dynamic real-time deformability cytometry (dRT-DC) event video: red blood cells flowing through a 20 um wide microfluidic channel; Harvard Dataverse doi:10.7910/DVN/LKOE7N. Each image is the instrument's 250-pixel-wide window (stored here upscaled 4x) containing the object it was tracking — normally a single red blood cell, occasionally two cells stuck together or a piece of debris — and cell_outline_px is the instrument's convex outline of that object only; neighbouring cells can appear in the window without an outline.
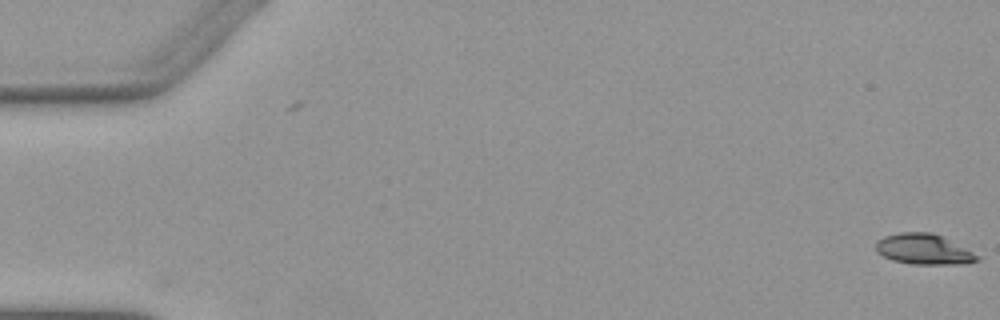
{"species": "Egyptian fruit bat (a non-hibernating species)", "species_latin": "Rousettus aegyptiacus", "temperature_condition": "warm", "stored_images_in_passage": 5, "camera_frame_rate_fps": 3000, "um_per_image_px": 0.085, "animal": {"sex": "female"}, "frame": {"image": 1, "passage_image": 5, "time_ms": 1.333, "image_size_px": [1000, 320], "cell_outline_px": [[984, 256], [980, 260], [956, 264], [912, 264], [892, 260], [876, 252], [876, 240], [884, 236], [900, 232], [932, 232]], "centroid_in_image_um": [78.54, 21.18], "position_along_channel_um": 6.5, "area_um2": 18.15}}